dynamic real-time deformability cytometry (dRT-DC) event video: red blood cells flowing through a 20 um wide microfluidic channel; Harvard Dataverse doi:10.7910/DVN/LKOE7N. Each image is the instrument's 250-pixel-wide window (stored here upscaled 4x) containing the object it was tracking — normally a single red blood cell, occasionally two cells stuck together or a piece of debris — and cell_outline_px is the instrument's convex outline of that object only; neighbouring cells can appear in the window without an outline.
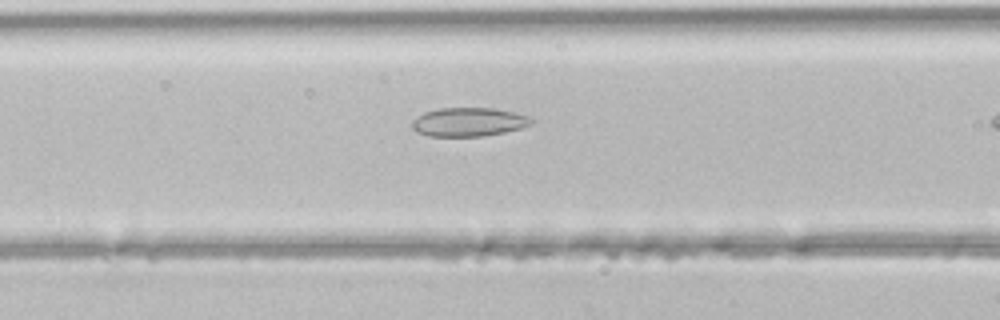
{"species": "common noctule bat (a hibernating species)", "species_latin": "Nyctalus noctula", "temperature_condition": "room temperature", "stored_images_in_passage": 10, "camera_frame_rate_fps": 3000, "um_per_image_px": 0.085, "animal": {"sex": "male", "body_mass_g": 21.5, "forearm_length_mm": 52.0}, "frame": {"image": 1, "passage_image": 9, "time_ms": 2.667, "image_size_px": [1000, 320], "cell_outline_px": [[532, 124], [520, 128], [504, 132], [480, 136], [428, 136], [416, 132], [412, 128], [412, 120], [424, 112], [436, 108], [492, 108], [532, 116]], "centroid_in_image_um": [39.81, 10.36], "position_along_channel_um": 126.8, "area_um2": 20.0}}